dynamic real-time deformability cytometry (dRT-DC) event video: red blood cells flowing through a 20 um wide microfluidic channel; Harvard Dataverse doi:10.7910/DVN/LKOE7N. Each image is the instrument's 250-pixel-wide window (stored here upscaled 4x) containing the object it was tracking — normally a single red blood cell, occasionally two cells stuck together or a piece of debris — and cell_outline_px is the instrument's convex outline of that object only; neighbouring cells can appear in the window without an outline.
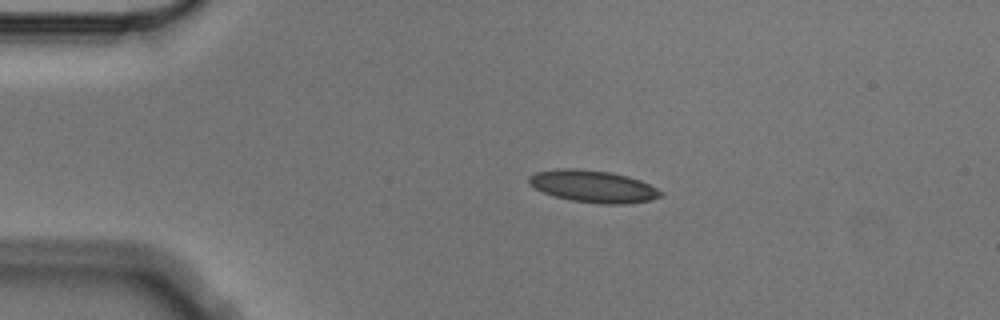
{"species": "Egyptian fruit bat (a non-hibernating species)", "species_latin": "Rousettus aegyptiacus", "temperature_condition": "cold", "stored_images_in_passage": 4, "camera_frame_rate_fps": 3000, "um_per_image_px": 0.085, "animal": {"sex": "male"}, "frame": {"image": 1, "passage_image": 3, "time_ms": 0.667, "image_size_px": [1000, 320], "cell_outline_px": [[664, 196], [648, 200], [628, 204], [600, 204], [572, 200], [556, 196], [544, 192], [536, 188], [528, 180], [528, 176], [536, 172], [556, 168], [580, 168], [612, 172], [628, 176], [640, 180], [664, 192]], "centroid_in_image_um": [50.45, 15.83], "position_along_channel_um": 34.5, "area_um2": 24.68}}